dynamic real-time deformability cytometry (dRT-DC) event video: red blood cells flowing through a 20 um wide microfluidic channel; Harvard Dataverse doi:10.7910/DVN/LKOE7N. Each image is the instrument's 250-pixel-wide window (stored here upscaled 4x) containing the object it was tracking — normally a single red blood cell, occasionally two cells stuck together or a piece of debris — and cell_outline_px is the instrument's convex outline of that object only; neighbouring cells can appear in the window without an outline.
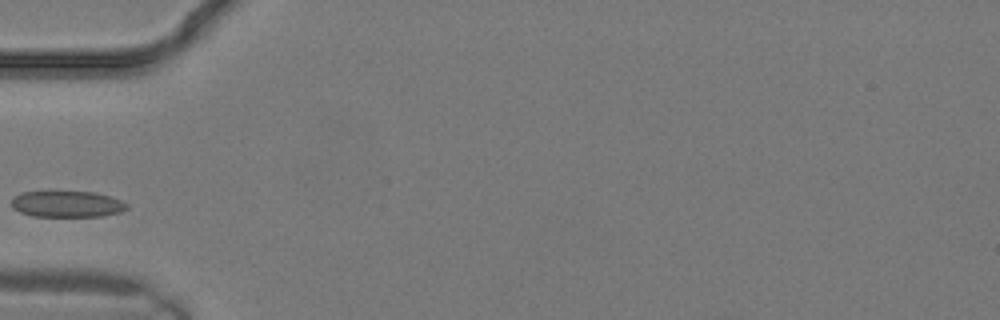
{"species": "common noctule bat (a hibernating species)", "species_latin": "Nyctalus noctula", "temperature_condition": "warm", "stored_images_in_passage": 5, "camera_frame_rate_fps": 3000, "um_per_image_px": 0.085, "animal": {"sex": "male", "body_mass_g": 19.2, "forearm_length_mm": 51.8}, "frame": {"image": 1, "passage_image": 1, "time_ms": 0.0, "image_size_px": [1000, 320], "cell_outline_px": [[128, 208], [120, 212], [104, 216], [32, 216], [20, 212], [12, 208], [12, 196], [20, 192], [48, 188], [96, 192], [120, 200], [128, 204]], "centroid_in_image_um": [5.62, 17.28], "position_along_channel_um": 79.4, "area_um2": 18.73}}
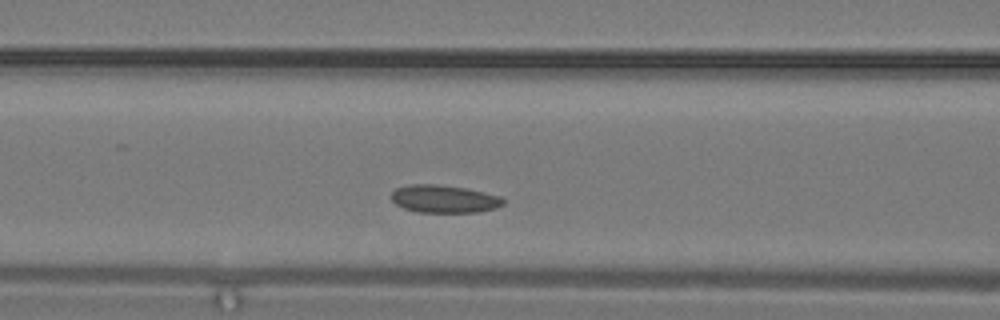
{"frame": {"image": 2, "passage_image": 3, "time_ms": 0.667, "image_size_px": [1000, 320], "cell_outline_px": [[504, 204], [496, 208], [480, 212], [416, 212], [404, 208], [396, 204], [392, 200], [392, 192], [396, 188], [408, 184], [436, 184], [468, 188], [500, 196], [504, 200]], "centroid_in_image_um": [37.76, 16.9], "position_along_channel_um": 128.8, "area_um2": 18.21}}
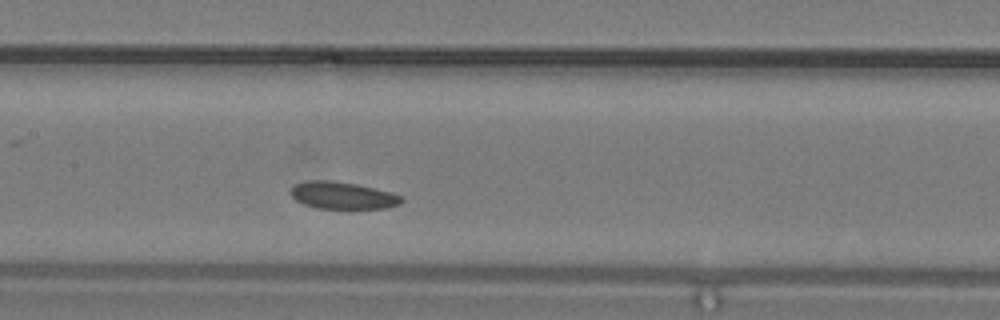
{"frame": {"image": 3, "passage_image": 5, "time_ms": 1.333, "image_size_px": [1000, 320], "cell_outline_px": [[404, 200], [400, 204], [384, 208], [316, 208], [304, 204], [296, 200], [292, 196], [292, 188], [296, 184], [304, 180], [332, 180], [356, 184], [392, 192], [404, 196]], "centroid_in_image_um": [29.16, 16.6], "position_along_channel_um": 178.2, "area_um2": 17.51}}